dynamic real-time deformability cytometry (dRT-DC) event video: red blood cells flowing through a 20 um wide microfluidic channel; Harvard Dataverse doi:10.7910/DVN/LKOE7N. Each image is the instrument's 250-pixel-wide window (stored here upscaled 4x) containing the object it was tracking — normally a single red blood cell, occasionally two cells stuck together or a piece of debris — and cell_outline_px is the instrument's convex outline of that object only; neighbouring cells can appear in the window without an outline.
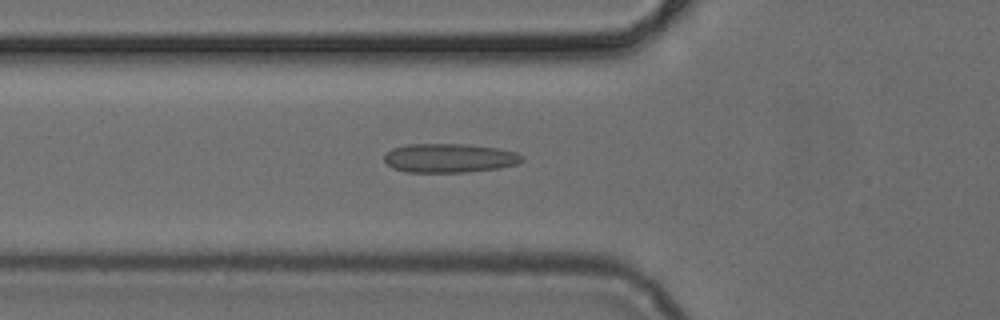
{"species": "common noctule bat (a hibernating species)", "species_latin": "Nyctalus noctula", "temperature_condition": "cold", "stored_images_in_passage": 49, "camera_frame_rate_fps": 3000, "um_per_image_px": 0.085, "animal": {"sex": "female", "body_mass_g": 24.6, "forearm_length_mm": 56.2}, "frame": {"image": 1, "passage_image": 17, "time_ms": 5.333, "image_size_px": [1000, 320], "cell_outline_px": [[524, 160], [516, 164], [500, 168], [468, 172], [404, 172], [392, 168], [384, 160], [384, 156], [392, 148], [408, 144], [468, 144], [496, 148], [516, 152], [524, 156]], "centroid_in_image_um": [38.21, 13.44], "position_along_channel_um": 87.6, "area_um2": 23.41}}
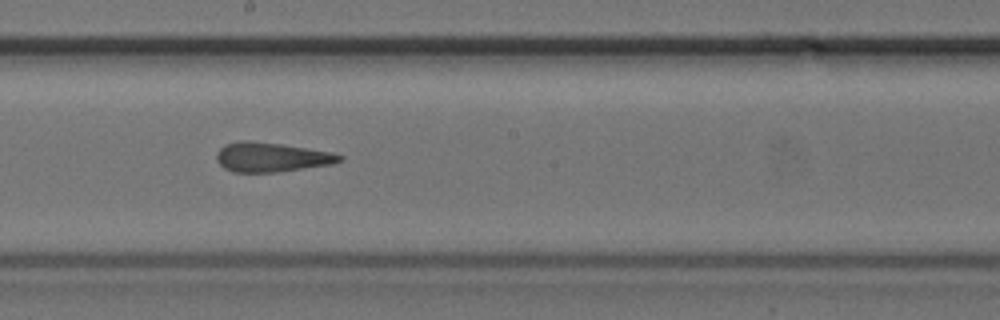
{"frame": {"image": 2, "passage_image": 27, "time_ms": 8.667, "image_size_px": [1000, 320], "cell_outline_px": [[344, 160], [332, 164], [280, 172], [232, 172], [224, 168], [216, 160], [216, 152], [224, 144], [240, 140], [248, 140], [280, 144], [332, 152], [344, 156]], "centroid_in_image_um": [23.06, 13.36], "position_along_channel_um": 225.1, "area_um2": 21.27}}
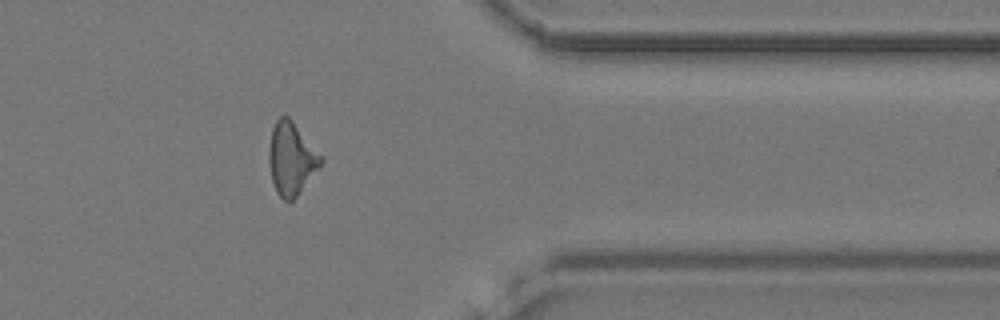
{"frame": {"image": 3, "passage_image": 40, "time_ms": 13.0, "image_size_px": [1000, 320], "cell_outline_px": [[324, 160], [296, 196], [292, 200], [284, 200], [276, 192], [272, 180], [268, 160], [268, 152], [272, 128], [276, 120], [280, 116], [288, 116], [292, 120], [324, 156]], "centroid_in_image_um": [24.76, 13.44], "position_along_channel_um": 386.6, "area_um2": 21.85}}